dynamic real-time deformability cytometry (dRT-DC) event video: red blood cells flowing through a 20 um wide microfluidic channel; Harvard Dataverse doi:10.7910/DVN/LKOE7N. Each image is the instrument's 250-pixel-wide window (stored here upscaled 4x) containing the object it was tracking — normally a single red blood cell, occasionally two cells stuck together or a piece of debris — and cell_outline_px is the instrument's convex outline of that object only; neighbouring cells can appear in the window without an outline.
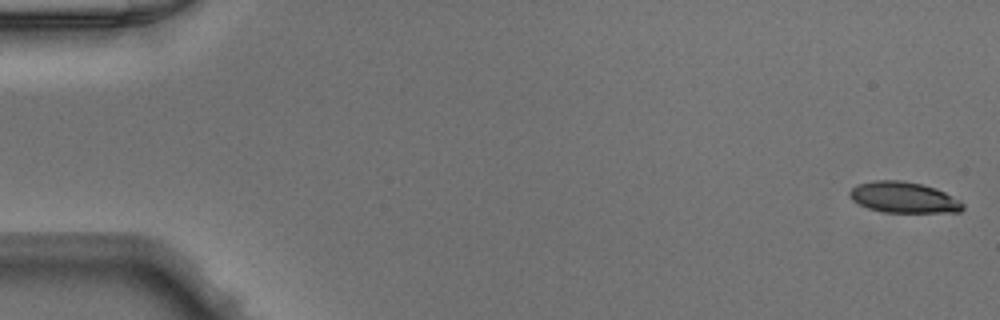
{"species": "Egyptian fruit bat (a non-hibernating species)", "species_latin": "Rousettus aegyptiacus", "temperature_condition": "warm", "stored_images_in_passage": 13, "camera_frame_rate_fps": 3000, "um_per_image_px": 0.085, "animal": {"sex": "male"}, "frame": {"image": 1, "passage_image": 1, "time_ms": 0.0, "image_size_px": [1000, 320], "cell_outline_px": [[964, 208], [960, 212], [884, 212], [868, 208], [852, 200], [848, 196], [848, 192], [856, 184], [872, 180], [900, 180], [920, 184], [936, 188], [960, 200], [964, 204]], "centroid_in_image_um": [76.79, 16.77], "position_along_channel_um": 8.2, "area_um2": 20.46}}
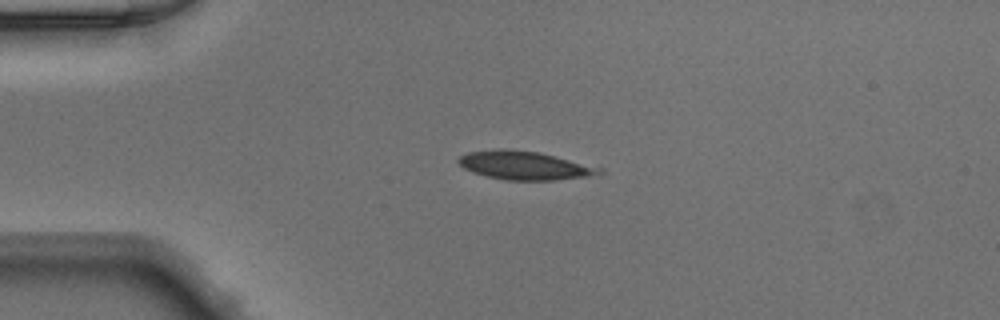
{"frame": {"image": 2, "passage_image": 12, "time_ms": 3.667, "image_size_px": [1000, 320], "cell_outline_px": [[604, 172], [588, 176], [556, 180], [504, 180], [472, 172], [464, 168], [456, 160], [460, 156], [468, 152], [500, 148], [504, 148], [540, 152], [604, 168]], "centroid_in_image_um": [44.59, 14.05], "position_along_channel_um": 40.4, "area_um2": 23.47}}